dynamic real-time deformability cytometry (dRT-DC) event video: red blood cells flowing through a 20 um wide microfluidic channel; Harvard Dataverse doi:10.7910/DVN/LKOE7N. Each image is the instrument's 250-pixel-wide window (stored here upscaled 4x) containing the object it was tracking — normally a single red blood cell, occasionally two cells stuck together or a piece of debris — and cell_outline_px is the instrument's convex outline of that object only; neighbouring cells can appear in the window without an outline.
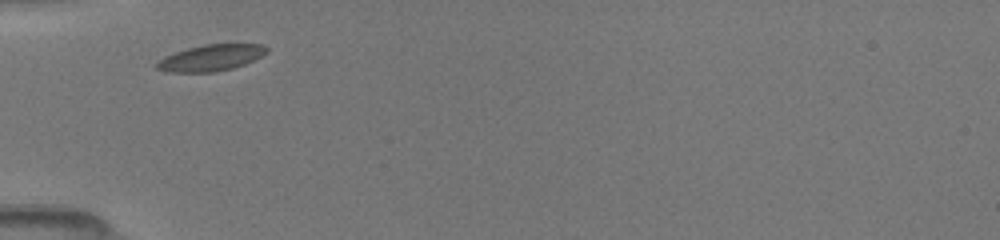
{"species": "common noctule bat (a hibernating species)", "species_latin": "Nyctalus noctula", "temperature_condition": "room temperature", "stored_images_in_passage": 37, "camera_frame_rate_fps": 3000, "um_per_image_px": 0.085, "animal": {"sex": "female", "body_mass_g": 19.5, "forearm_length_mm": 54.1}, "frame": {"image": 1, "passage_image": 1, "time_ms": 0.0, "image_size_px": [1000, 240], "cell_outline_px": [[268, 52], [244, 64], [232, 68], [216, 72], [164, 72], [156, 68], [156, 64], [164, 56], [188, 48], [204, 44], [264, 44], [268, 48]], "centroid_in_image_um": [17.92, 4.91], "position_along_channel_um": 67.1, "area_um2": 16.76}}
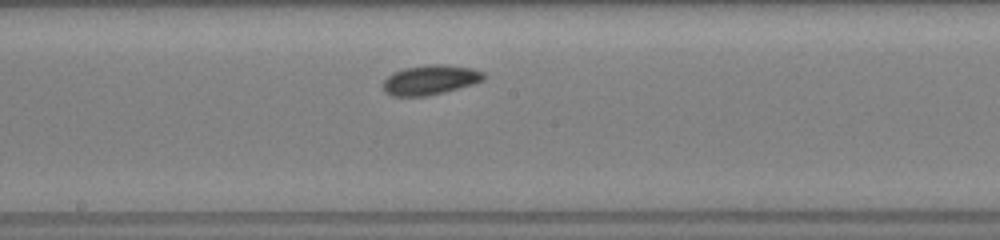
{"frame": {"image": 2, "passage_image": 13, "time_ms": 3.667, "image_size_px": [1000, 240], "cell_outline_px": [[484, 80], [472, 84], [444, 92], [428, 96], [392, 96], [384, 92], [384, 80], [392, 72], [404, 68], [432, 64], [440, 64], [472, 68], [484, 72]], "centroid_in_image_um": [36.56, 6.79], "position_along_channel_um": 211.6, "area_um2": 17.34}}
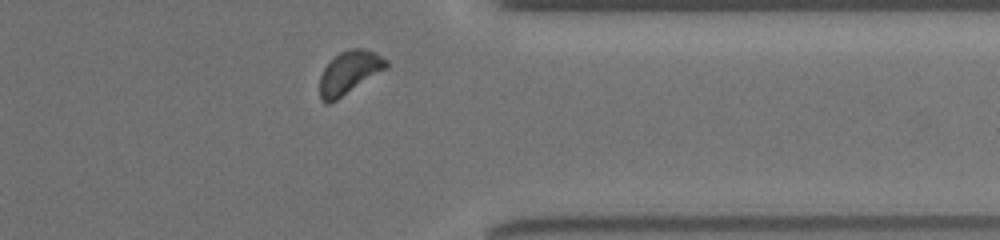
{"frame": {"image": 3, "passage_image": 32, "time_ms": 8.0, "image_size_px": [1000, 240], "cell_outline_px": [[388, 68], [336, 100], [328, 104], [324, 104], [320, 100], [320, 76], [324, 68], [340, 52], [348, 48], [364, 48], [376, 52], [388, 60]], "centroid_in_image_um": [29.71, 6.16], "position_along_channel_um": 381.7, "area_um2": 16.76}}